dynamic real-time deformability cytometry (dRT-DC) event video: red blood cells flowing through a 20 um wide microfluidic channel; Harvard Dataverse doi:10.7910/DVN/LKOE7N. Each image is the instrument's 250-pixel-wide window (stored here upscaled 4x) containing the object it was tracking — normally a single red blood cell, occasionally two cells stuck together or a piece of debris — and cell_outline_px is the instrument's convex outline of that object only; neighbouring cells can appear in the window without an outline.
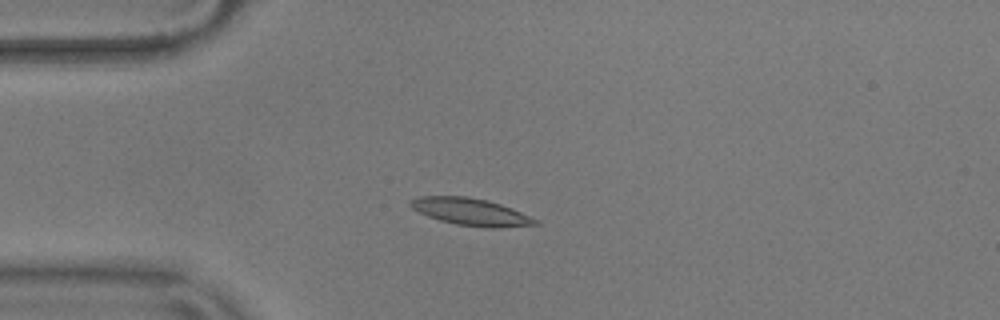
{"species": "common noctule bat (a hibernating species)", "species_latin": "Nyctalus noctula", "temperature_condition": "warm", "stored_images_in_passage": 43, "camera_frame_rate_fps": 3000, "um_per_image_px": 0.085, "animal": {"sex": "male", "body_mass_g": 17.9}, "frame": {"image": 1, "passage_image": 1, "time_ms": 0.0, "image_size_px": [1000, 320], "cell_outline_px": [[540, 224], [500, 228], [492, 228], [456, 224], [440, 220], [428, 216], [412, 208], [408, 204], [408, 200], [420, 196], [468, 196], [488, 200], [500, 204], [540, 220]], "centroid_in_image_um": [40.02, 18.0], "position_along_channel_um": 45.0, "area_um2": 19.77}}
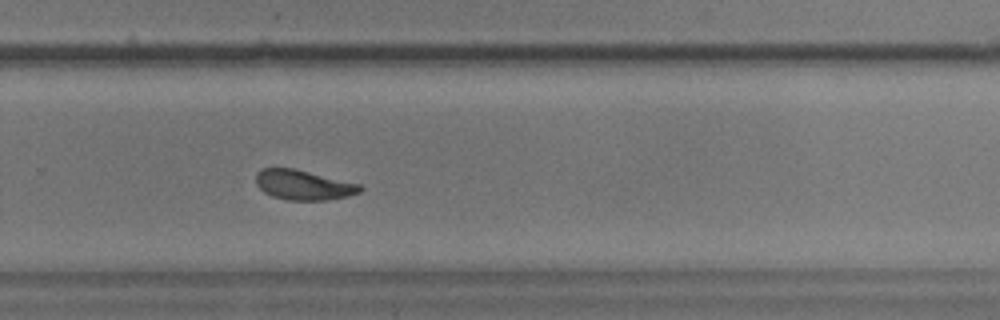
{"frame": {"image": 2, "passage_image": 24, "time_ms": 7.667, "image_size_px": [1000, 320], "cell_outline_px": [[364, 188], [360, 192], [348, 196], [328, 200], [288, 200], [272, 196], [264, 192], [256, 184], [256, 172], [260, 168], [292, 168], [360, 184]], "centroid_in_image_um": [25.78, 15.72], "position_along_channel_um": 304.0, "area_um2": 18.09}}
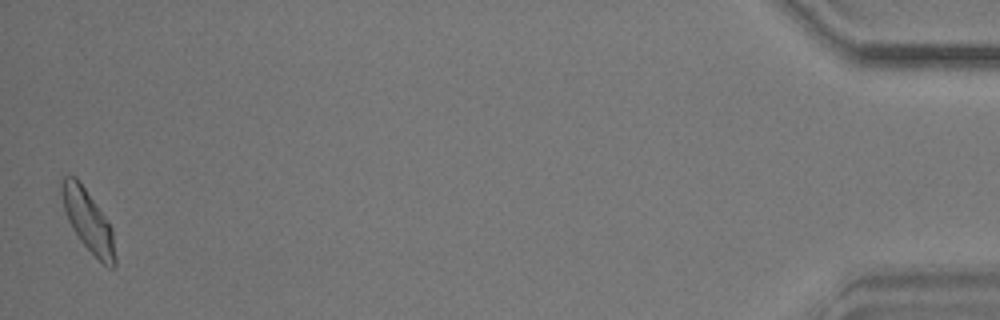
{"frame": {"image": 3, "passage_image": 42, "time_ms": 13.667, "image_size_px": [1000, 320], "cell_outline_px": [[116, 264], [112, 268], [108, 268], [80, 240], [72, 228], [68, 220], [64, 208], [60, 192], [60, 180], [64, 176], [76, 176], [104, 216], [112, 228], [116, 256]], "centroid_in_image_um": [7.47, 18.75], "position_along_channel_um": 427.7, "area_um2": 18.9}, "authors_computed_cell_mechanics": {"area_um2": 18.6116, "velocity_mm_per_s": 3.5974, "shape_relaxation_time_tau1_ms": 3.2341, "shape_relaxation_time_tau2_ms": 5.0291, "deformation_change_tau1": 0.1307, "deformation_change_tau2": 0.0841}}